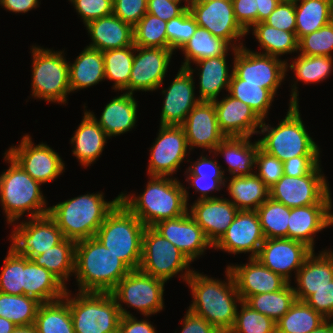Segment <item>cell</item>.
Segmentation results:
<instances>
[{
    "label": "cell",
    "mask_w": 333,
    "mask_h": 333,
    "mask_svg": "<svg viewBox=\"0 0 333 333\" xmlns=\"http://www.w3.org/2000/svg\"><path fill=\"white\" fill-rule=\"evenodd\" d=\"M225 272L226 282L195 270L186 281L193 298L189 310L206 319L220 333H229L233 328L237 304L242 302L230 270L226 268Z\"/></svg>",
    "instance_id": "1"
},
{
    "label": "cell",
    "mask_w": 333,
    "mask_h": 333,
    "mask_svg": "<svg viewBox=\"0 0 333 333\" xmlns=\"http://www.w3.org/2000/svg\"><path fill=\"white\" fill-rule=\"evenodd\" d=\"M143 193L137 197L121 192L120 201L146 226L174 219L188 212L189 193L179 180L150 176ZM127 194V195H126Z\"/></svg>",
    "instance_id": "2"
},
{
    "label": "cell",
    "mask_w": 333,
    "mask_h": 333,
    "mask_svg": "<svg viewBox=\"0 0 333 333\" xmlns=\"http://www.w3.org/2000/svg\"><path fill=\"white\" fill-rule=\"evenodd\" d=\"M131 269L95 237L76 242L75 273L79 292H111Z\"/></svg>",
    "instance_id": "3"
},
{
    "label": "cell",
    "mask_w": 333,
    "mask_h": 333,
    "mask_svg": "<svg viewBox=\"0 0 333 333\" xmlns=\"http://www.w3.org/2000/svg\"><path fill=\"white\" fill-rule=\"evenodd\" d=\"M120 202V194L105 201L103 193L85 194L49 207L48 215L56 222L64 238L75 242L95 237L107 215Z\"/></svg>",
    "instance_id": "4"
},
{
    "label": "cell",
    "mask_w": 333,
    "mask_h": 333,
    "mask_svg": "<svg viewBox=\"0 0 333 333\" xmlns=\"http://www.w3.org/2000/svg\"><path fill=\"white\" fill-rule=\"evenodd\" d=\"M296 84L297 81L291 88L289 109L285 119L275 127L269 126L270 124L266 125L262 120L261 131L258 132V134H265L258 140L260 148L282 162L299 155H320V148L310 137L302 121Z\"/></svg>",
    "instance_id": "5"
},
{
    "label": "cell",
    "mask_w": 333,
    "mask_h": 333,
    "mask_svg": "<svg viewBox=\"0 0 333 333\" xmlns=\"http://www.w3.org/2000/svg\"><path fill=\"white\" fill-rule=\"evenodd\" d=\"M4 155L5 161L10 165L0 175V202L7 223L14 226L12 223L19 221L26 212H29V218L47 215L49 207L46 206L41 184L25 172L6 152Z\"/></svg>",
    "instance_id": "6"
},
{
    "label": "cell",
    "mask_w": 333,
    "mask_h": 333,
    "mask_svg": "<svg viewBox=\"0 0 333 333\" xmlns=\"http://www.w3.org/2000/svg\"><path fill=\"white\" fill-rule=\"evenodd\" d=\"M146 226L120 201L96 232L99 240L131 270L142 257V237Z\"/></svg>",
    "instance_id": "7"
},
{
    "label": "cell",
    "mask_w": 333,
    "mask_h": 333,
    "mask_svg": "<svg viewBox=\"0 0 333 333\" xmlns=\"http://www.w3.org/2000/svg\"><path fill=\"white\" fill-rule=\"evenodd\" d=\"M67 290L68 303L75 333H115L119 330L121 312L109 292H79L74 298Z\"/></svg>",
    "instance_id": "8"
},
{
    "label": "cell",
    "mask_w": 333,
    "mask_h": 333,
    "mask_svg": "<svg viewBox=\"0 0 333 333\" xmlns=\"http://www.w3.org/2000/svg\"><path fill=\"white\" fill-rule=\"evenodd\" d=\"M32 96L47 102L67 103L70 94L69 63L64 51L32 46Z\"/></svg>",
    "instance_id": "9"
},
{
    "label": "cell",
    "mask_w": 333,
    "mask_h": 333,
    "mask_svg": "<svg viewBox=\"0 0 333 333\" xmlns=\"http://www.w3.org/2000/svg\"><path fill=\"white\" fill-rule=\"evenodd\" d=\"M190 263L191 261L182 251L153 227L145 228L139 270L165 282L179 272H184L181 278L187 281L194 271L189 268Z\"/></svg>",
    "instance_id": "10"
},
{
    "label": "cell",
    "mask_w": 333,
    "mask_h": 333,
    "mask_svg": "<svg viewBox=\"0 0 333 333\" xmlns=\"http://www.w3.org/2000/svg\"><path fill=\"white\" fill-rule=\"evenodd\" d=\"M164 285L165 281L137 269L131 270L123 277L110 293L116 300L122 316L132 315L121 304L124 303L128 308L133 307L148 317L162 311Z\"/></svg>",
    "instance_id": "11"
},
{
    "label": "cell",
    "mask_w": 333,
    "mask_h": 333,
    "mask_svg": "<svg viewBox=\"0 0 333 333\" xmlns=\"http://www.w3.org/2000/svg\"><path fill=\"white\" fill-rule=\"evenodd\" d=\"M320 163L307 175H283L269 188V197L289 208L314 204H332L329 184L321 173Z\"/></svg>",
    "instance_id": "12"
},
{
    "label": "cell",
    "mask_w": 333,
    "mask_h": 333,
    "mask_svg": "<svg viewBox=\"0 0 333 333\" xmlns=\"http://www.w3.org/2000/svg\"><path fill=\"white\" fill-rule=\"evenodd\" d=\"M232 52L233 73L244 83L260 84V87L268 89L275 96L285 79L287 60L251 51L245 46L233 49Z\"/></svg>",
    "instance_id": "13"
},
{
    "label": "cell",
    "mask_w": 333,
    "mask_h": 333,
    "mask_svg": "<svg viewBox=\"0 0 333 333\" xmlns=\"http://www.w3.org/2000/svg\"><path fill=\"white\" fill-rule=\"evenodd\" d=\"M189 11L198 27L225 40L232 48L244 46L238 39L243 40L247 32L235 18L232 0L191 1Z\"/></svg>",
    "instance_id": "14"
},
{
    "label": "cell",
    "mask_w": 333,
    "mask_h": 333,
    "mask_svg": "<svg viewBox=\"0 0 333 333\" xmlns=\"http://www.w3.org/2000/svg\"><path fill=\"white\" fill-rule=\"evenodd\" d=\"M6 153L40 184L54 181L65 169L57 152L43 142L35 145L28 134L23 136L18 146H11Z\"/></svg>",
    "instance_id": "15"
},
{
    "label": "cell",
    "mask_w": 333,
    "mask_h": 333,
    "mask_svg": "<svg viewBox=\"0 0 333 333\" xmlns=\"http://www.w3.org/2000/svg\"><path fill=\"white\" fill-rule=\"evenodd\" d=\"M10 247L18 254L32 260L60 243L64 236L56 222L47 214L29 218L14 226Z\"/></svg>",
    "instance_id": "16"
},
{
    "label": "cell",
    "mask_w": 333,
    "mask_h": 333,
    "mask_svg": "<svg viewBox=\"0 0 333 333\" xmlns=\"http://www.w3.org/2000/svg\"><path fill=\"white\" fill-rule=\"evenodd\" d=\"M187 138L182 126L160 125L150 148L149 176H172L187 156Z\"/></svg>",
    "instance_id": "17"
},
{
    "label": "cell",
    "mask_w": 333,
    "mask_h": 333,
    "mask_svg": "<svg viewBox=\"0 0 333 333\" xmlns=\"http://www.w3.org/2000/svg\"><path fill=\"white\" fill-rule=\"evenodd\" d=\"M264 241L257 212L239 210L232 224L212 248L234 255L249 252V258H256Z\"/></svg>",
    "instance_id": "18"
},
{
    "label": "cell",
    "mask_w": 333,
    "mask_h": 333,
    "mask_svg": "<svg viewBox=\"0 0 333 333\" xmlns=\"http://www.w3.org/2000/svg\"><path fill=\"white\" fill-rule=\"evenodd\" d=\"M135 54L129 78V93L159 89L168 71L173 51L135 46Z\"/></svg>",
    "instance_id": "19"
},
{
    "label": "cell",
    "mask_w": 333,
    "mask_h": 333,
    "mask_svg": "<svg viewBox=\"0 0 333 333\" xmlns=\"http://www.w3.org/2000/svg\"><path fill=\"white\" fill-rule=\"evenodd\" d=\"M313 252L305 243L290 238L265 239L257 259L274 273L291 283L292 271L297 275L306 258Z\"/></svg>",
    "instance_id": "20"
},
{
    "label": "cell",
    "mask_w": 333,
    "mask_h": 333,
    "mask_svg": "<svg viewBox=\"0 0 333 333\" xmlns=\"http://www.w3.org/2000/svg\"><path fill=\"white\" fill-rule=\"evenodd\" d=\"M194 69L181 67L168 88L162 91L164 102L160 125L181 126L189 112L201 102L195 96Z\"/></svg>",
    "instance_id": "21"
},
{
    "label": "cell",
    "mask_w": 333,
    "mask_h": 333,
    "mask_svg": "<svg viewBox=\"0 0 333 333\" xmlns=\"http://www.w3.org/2000/svg\"><path fill=\"white\" fill-rule=\"evenodd\" d=\"M153 228L182 251L191 262L203 255L208 247H213L189 212L174 219L160 221Z\"/></svg>",
    "instance_id": "22"
},
{
    "label": "cell",
    "mask_w": 333,
    "mask_h": 333,
    "mask_svg": "<svg viewBox=\"0 0 333 333\" xmlns=\"http://www.w3.org/2000/svg\"><path fill=\"white\" fill-rule=\"evenodd\" d=\"M181 126L190 151L194 147H200L212 153L226 137L219 129L213 102L201 101L189 112Z\"/></svg>",
    "instance_id": "23"
},
{
    "label": "cell",
    "mask_w": 333,
    "mask_h": 333,
    "mask_svg": "<svg viewBox=\"0 0 333 333\" xmlns=\"http://www.w3.org/2000/svg\"><path fill=\"white\" fill-rule=\"evenodd\" d=\"M238 211L229 199L222 197L197 199L188 209L212 246L232 224Z\"/></svg>",
    "instance_id": "24"
},
{
    "label": "cell",
    "mask_w": 333,
    "mask_h": 333,
    "mask_svg": "<svg viewBox=\"0 0 333 333\" xmlns=\"http://www.w3.org/2000/svg\"><path fill=\"white\" fill-rule=\"evenodd\" d=\"M227 268L242 301L252 295L279 291L289 283L281 275L266 268L257 258H249L246 264H232Z\"/></svg>",
    "instance_id": "25"
},
{
    "label": "cell",
    "mask_w": 333,
    "mask_h": 333,
    "mask_svg": "<svg viewBox=\"0 0 333 333\" xmlns=\"http://www.w3.org/2000/svg\"><path fill=\"white\" fill-rule=\"evenodd\" d=\"M216 108L218 126L226 137H252L258 134L262 120L250 106L229 94L212 101Z\"/></svg>",
    "instance_id": "26"
},
{
    "label": "cell",
    "mask_w": 333,
    "mask_h": 333,
    "mask_svg": "<svg viewBox=\"0 0 333 333\" xmlns=\"http://www.w3.org/2000/svg\"><path fill=\"white\" fill-rule=\"evenodd\" d=\"M332 204H314L290 209L288 238L305 243L313 251L314 237L333 225Z\"/></svg>",
    "instance_id": "27"
},
{
    "label": "cell",
    "mask_w": 333,
    "mask_h": 333,
    "mask_svg": "<svg viewBox=\"0 0 333 333\" xmlns=\"http://www.w3.org/2000/svg\"><path fill=\"white\" fill-rule=\"evenodd\" d=\"M295 277L297 287L293 288L296 299L304 302L316 290L329 285L333 280V251L324 250L318 256L313 251Z\"/></svg>",
    "instance_id": "28"
},
{
    "label": "cell",
    "mask_w": 333,
    "mask_h": 333,
    "mask_svg": "<svg viewBox=\"0 0 333 333\" xmlns=\"http://www.w3.org/2000/svg\"><path fill=\"white\" fill-rule=\"evenodd\" d=\"M85 26L92 40L90 48L103 52L134 45L133 26L114 14L92 20Z\"/></svg>",
    "instance_id": "29"
},
{
    "label": "cell",
    "mask_w": 333,
    "mask_h": 333,
    "mask_svg": "<svg viewBox=\"0 0 333 333\" xmlns=\"http://www.w3.org/2000/svg\"><path fill=\"white\" fill-rule=\"evenodd\" d=\"M66 286L44 267L24 256L23 294L42 303L64 298Z\"/></svg>",
    "instance_id": "30"
},
{
    "label": "cell",
    "mask_w": 333,
    "mask_h": 333,
    "mask_svg": "<svg viewBox=\"0 0 333 333\" xmlns=\"http://www.w3.org/2000/svg\"><path fill=\"white\" fill-rule=\"evenodd\" d=\"M137 102L133 94L124 92L107 103L100 119L88 112L111 138L130 131L136 124Z\"/></svg>",
    "instance_id": "31"
},
{
    "label": "cell",
    "mask_w": 333,
    "mask_h": 333,
    "mask_svg": "<svg viewBox=\"0 0 333 333\" xmlns=\"http://www.w3.org/2000/svg\"><path fill=\"white\" fill-rule=\"evenodd\" d=\"M109 138L86 110L83 119L71 138L73 155L82 166H90L102 154Z\"/></svg>",
    "instance_id": "32"
},
{
    "label": "cell",
    "mask_w": 333,
    "mask_h": 333,
    "mask_svg": "<svg viewBox=\"0 0 333 333\" xmlns=\"http://www.w3.org/2000/svg\"><path fill=\"white\" fill-rule=\"evenodd\" d=\"M251 137H225L213 151L221 154L228 163V171L232 176H246L255 173V156L260 144L252 143Z\"/></svg>",
    "instance_id": "33"
},
{
    "label": "cell",
    "mask_w": 333,
    "mask_h": 333,
    "mask_svg": "<svg viewBox=\"0 0 333 333\" xmlns=\"http://www.w3.org/2000/svg\"><path fill=\"white\" fill-rule=\"evenodd\" d=\"M227 55L201 59L194 62L199 66V99L212 102L218 99L221 90L228 91L233 71L229 74Z\"/></svg>",
    "instance_id": "34"
},
{
    "label": "cell",
    "mask_w": 333,
    "mask_h": 333,
    "mask_svg": "<svg viewBox=\"0 0 333 333\" xmlns=\"http://www.w3.org/2000/svg\"><path fill=\"white\" fill-rule=\"evenodd\" d=\"M105 80L104 58L98 49L88 45L77 56L74 63L69 62V85L71 92L98 84Z\"/></svg>",
    "instance_id": "35"
},
{
    "label": "cell",
    "mask_w": 333,
    "mask_h": 333,
    "mask_svg": "<svg viewBox=\"0 0 333 333\" xmlns=\"http://www.w3.org/2000/svg\"><path fill=\"white\" fill-rule=\"evenodd\" d=\"M227 180L230 200L238 210L256 211L269 198V188L255 174L232 176Z\"/></svg>",
    "instance_id": "36"
},
{
    "label": "cell",
    "mask_w": 333,
    "mask_h": 333,
    "mask_svg": "<svg viewBox=\"0 0 333 333\" xmlns=\"http://www.w3.org/2000/svg\"><path fill=\"white\" fill-rule=\"evenodd\" d=\"M295 15L296 38L299 40L333 20V0H297Z\"/></svg>",
    "instance_id": "37"
},
{
    "label": "cell",
    "mask_w": 333,
    "mask_h": 333,
    "mask_svg": "<svg viewBox=\"0 0 333 333\" xmlns=\"http://www.w3.org/2000/svg\"><path fill=\"white\" fill-rule=\"evenodd\" d=\"M75 246V241L64 238L60 243L35 256L32 260L52 273L66 286L65 281H68L69 276L75 273Z\"/></svg>",
    "instance_id": "38"
},
{
    "label": "cell",
    "mask_w": 333,
    "mask_h": 333,
    "mask_svg": "<svg viewBox=\"0 0 333 333\" xmlns=\"http://www.w3.org/2000/svg\"><path fill=\"white\" fill-rule=\"evenodd\" d=\"M231 49L236 48H231L225 40L213 36L208 30L197 27L190 40L180 49L185 56L181 67H192V61L196 62L205 58L228 55L227 53Z\"/></svg>",
    "instance_id": "39"
},
{
    "label": "cell",
    "mask_w": 333,
    "mask_h": 333,
    "mask_svg": "<svg viewBox=\"0 0 333 333\" xmlns=\"http://www.w3.org/2000/svg\"><path fill=\"white\" fill-rule=\"evenodd\" d=\"M135 45L110 49L102 52L104 58L105 79L113 81L115 91L129 93V78L131 74Z\"/></svg>",
    "instance_id": "40"
},
{
    "label": "cell",
    "mask_w": 333,
    "mask_h": 333,
    "mask_svg": "<svg viewBox=\"0 0 333 333\" xmlns=\"http://www.w3.org/2000/svg\"><path fill=\"white\" fill-rule=\"evenodd\" d=\"M34 325L38 333H75L69 305L63 298L40 304Z\"/></svg>",
    "instance_id": "41"
},
{
    "label": "cell",
    "mask_w": 333,
    "mask_h": 333,
    "mask_svg": "<svg viewBox=\"0 0 333 333\" xmlns=\"http://www.w3.org/2000/svg\"><path fill=\"white\" fill-rule=\"evenodd\" d=\"M252 33L263 48L260 54L281 57V55L298 52V40L292 32L278 30L265 22L255 24Z\"/></svg>",
    "instance_id": "42"
},
{
    "label": "cell",
    "mask_w": 333,
    "mask_h": 333,
    "mask_svg": "<svg viewBox=\"0 0 333 333\" xmlns=\"http://www.w3.org/2000/svg\"><path fill=\"white\" fill-rule=\"evenodd\" d=\"M326 320L305 302L296 300L276 322V333H310Z\"/></svg>",
    "instance_id": "43"
},
{
    "label": "cell",
    "mask_w": 333,
    "mask_h": 333,
    "mask_svg": "<svg viewBox=\"0 0 333 333\" xmlns=\"http://www.w3.org/2000/svg\"><path fill=\"white\" fill-rule=\"evenodd\" d=\"M296 300L294 288L288 283L279 291L252 295L244 302L276 323L288 312Z\"/></svg>",
    "instance_id": "44"
},
{
    "label": "cell",
    "mask_w": 333,
    "mask_h": 333,
    "mask_svg": "<svg viewBox=\"0 0 333 333\" xmlns=\"http://www.w3.org/2000/svg\"><path fill=\"white\" fill-rule=\"evenodd\" d=\"M228 92L233 98L250 106L261 120H265L275 97L268 89L260 87V84L244 83V80L239 79L234 73Z\"/></svg>",
    "instance_id": "45"
},
{
    "label": "cell",
    "mask_w": 333,
    "mask_h": 333,
    "mask_svg": "<svg viewBox=\"0 0 333 333\" xmlns=\"http://www.w3.org/2000/svg\"><path fill=\"white\" fill-rule=\"evenodd\" d=\"M289 207L270 197L256 210L265 239L288 238Z\"/></svg>",
    "instance_id": "46"
},
{
    "label": "cell",
    "mask_w": 333,
    "mask_h": 333,
    "mask_svg": "<svg viewBox=\"0 0 333 333\" xmlns=\"http://www.w3.org/2000/svg\"><path fill=\"white\" fill-rule=\"evenodd\" d=\"M41 303L35 298L22 295H10L0 292V316L17 326L32 325Z\"/></svg>",
    "instance_id": "47"
},
{
    "label": "cell",
    "mask_w": 333,
    "mask_h": 333,
    "mask_svg": "<svg viewBox=\"0 0 333 333\" xmlns=\"http://www.w3.org/2000/svg\"><path fill=\"white\" fill-rule=\"evenodd\" d=\"M292 64L286 63L288 67L295 71L297 81L305 84L322 82L329 77L333 70V58L331 56H307L299 54L291 61Z\"/></svg>",
    "instance_id": "48"
},
{
    "label": "cell",
    "mask_w": 333,
    "mask_h": 333,
    "mask_svg": "<svg viewBox=\"0 0 333 333\" xmlns=\"http://www.w3.org/2000/svg\"><path fill=\"white\" fill-rule=\"evenodd\" d=\"M167 22L146 13L133 27L134 45L138 47L167 49Z\"/></svg>",
    "instance_id": "49"
},
{
    "label": "cell",
    "mask_w": 333,
    "mask_h": 333,
    "mask_svg": "<svg viewBox=\"0 0 333 333\" xmlns=\"http://www.w3.org/2000/svg\"><path fill=\"white\" fill-rule=\"evenodd\" d=\"M23 286L24 256L18 255L10 247L0 273V292L10 295H22Z\"/></svg>",
    "instance_id": "50"
},
{
    "label": "cell",
    "mask_w": 333,
    "mask_h": 333,
    "mask_svg": "<svg viewBox=\"0 0 333 333\" xmlns=\"http://www.w3.org/2000/svg\"><path fill=\"white\" fill-rule=\"evenodd\" d=\"M237 308L236 320L229 333H276V323L262 313L253 310L244 301Z\"/></svg>",
    "instance_id": "51"
},
{
    "label": "cell",
    "mask_w": 333,
    "mask_h": 333,
    "mask_svg": "<svg viewBox=\"0 0 333 333\" xmlns=\"http://www.w3.org/2000/svg\"><path fill=\"white\" fill-rule=\"evenodd\" d=\"M298 51L307 56H331L333 52V20L317 31L298 40Z\"/></svg>",
    "instance_id": "52"
},
{
    "label": "cell",
    "mask_w": 333,
    "mask_h": 333,
    "mask_svg": "<svg viewBox=\"0 0 333 333\" xmlns=\"http://www.w3.org/2000/svg\"><path fill=\"white\" fill-rule=\"evenodd\" d=\"M198 25L194 17L186 9L180 16L167 22V49L173 52L181 49L193 36Z\"/></svg>",
    "instance_id": "53"
},
{
    "label": "cell",
    "mask_w": 333,
    "mask_h": 333,
    "mask_svg": "<svg viewBox=\"0 0 333 333\" xmlns=\"http://www.w3.org/2000/svg\"><path fill=\"white\" fill-rule=\"evenodd\" d=\"M255 166L258 172L255 174L270 188L284 175L283 162L277 157L271 156L260 147L255 156Z\"/></svg>",
    "instance_id": "54"
},
{
    "label": "cell",
    "mask_w": 333,
    "mask_h": 333,
    "mask_svg": "<svg viewBox=\"0 0 333 333\" xmlns=\"http://www.w3.org/2000/svg\"><path fill=\"white\" fill-rule=\"evenodd\" d=\"M83 19L84 25L92 20L113 14V0H69Z\"/></svg>",
    "instance_id": "55"
},
{
    "label": "cell",
    "mask_w": 333,
    "mask_h": 333,
    "mask_svg": "<svg viewBox=\"0 0 333 333\" xmlns=\"http://www.w3.org/2000/svg\"><path fill=\"white\" fill-rule=\"evenodd\" d=\"M147 13V0H113V14L133 27Z\"/></svg>",
    "instance_id": "56"
},
{
    "label": "cell",
    "mask_w": 333,
    "mask_h": 333,
    "mask_svg": "<svg viewBox=\"0 0 333 333\" xmlns=\"http://www.w3.org/2000/svg\"><path fill=\"white\" fill-rule=\"evenodd\" d=\"M264 22L273 28L296 35L295 3H279Z\"/></svg>",
    "instance_id": "57"
},
{
    "label": "cell",
    "mask_w": 333,
    "mask_h": 333,
    "mask_svg": "<svg viewBox=\"0 0 333 333\" xmlns=\"http://www.w3.org/2000/svg\"><path fill=\"white\" fill-rule=\"evenodd\" d=\"M304 302L327 320H332L333 280L329 282V285L316 290V292L311 294Z\"/></svg>",
    "instance_id": "58"
},
{
    "label": "cell",
    "mask_w": 333,
    "mask_h": 333,
    "mask_svg": "<svg viewBox=\"0 0 333 333\" xmlns=\"http://www.w3.org/2000/svg\"><path fill=\"white\" fill-rule=\"evenodd\" d=\"M320 155H299L283 162L284 175L304 176L309 174L320 162Z\"/></svg>",
    "instance_id": "59"
},
{
    "label": "cell",
    "mask_w": 333,
    "mask_h": 333,
    "mask_svg": "<svg viewBox=\"0 0 333 333\" xmlns=\"http://www.w3.org/2000/svg\"><path fill=\"white\" fill-rule=\"evenodd\" d=\"M234 15L240 26L249 33V29L257 24L256 0H232Z\"/></svg>",
    "instance_id": "60"
},
{
    "label": "cell",
    "mask_w": 333,
    "mask_h": 333,
    "mask_svg": "<svg viewBox=\"0 0 333 333\" xmlns=\"http://www.w3.org/2000/svg\"><path fill=\"white\" fill-rule=\"evenodd\" d=\"M191 166L186 170L185 175L187 176H202L206 178L213 179H228L224 177L225 171L222 170L220 164L217 163V160H212L205 156H200V159H197Z\"/></svg>",
    "instance_id": "61"
},
{
    "label": "cell",
    "mask_w": 333,
    "mask_h": 333,
    "mask_svg": "<svg viewBox=\"0 0 333 333\" xmlns=\"http://www.w3.org/2000/svg\"><path fill=\"white\" fill-rule=\"evenodd\" d=\"M168 0H147V13L157 16L161 20H169L180 16L190 5L179 6Z\"/></svg>",
    "instance_id": "62"
},
{
    "label": "cell",
    "mask_w": 333,
    "mask_h": 333,
    "mask_svg": "<svg viewBox=\"0 0 333 333\" xmlns=\"http://www.w3.org/2000/svg\"><path fill=\"white\" fill-rule=\"evenodd\" d=\"M185 181H187L189 184L191 183L190 187H194L196 192L201 193L200 197L198 198L199 200L218 198L217 196H209L208 194L215 190L220 191L222 186L225 187V182L227 183L226 179H213L202 176H186Z\"/></svg>",
    "instance_id": "63"
},
{
    "label": "cell",
    "mask_w": 333,
    "mask_h": 333,
    "mask_svg": "<svg viewBox=\"0 0 333 333\" xmlns=\"http://www.w3.org/2000/svg\"><path fill=\"white\" fill-rule=\"evenodd\" d=\"M183 327L180 333H220L206 319L196 315L189 309L183 319Z\"/></svg>",
    "instance_id": "64"
},
{
    "label": "cell",
    "mask_w": 333,
    "mask_h": 333,
    "mask_svg": "<svg viewBox=\"0 0 333 333\" xmlns=\"http://www.w3.org/2000/svg\"><path fill=\"white\" fill-rule=\"evenodd\" d=\"M119 330L121 333H156L148 319L137 320L133 315L121 317Z\"/></svg>",
    "instance_id": "65"
},
{
    "label": "cell",
    "mask_w": 333,
    "mask_h": 333,
    "mask_svg": "<svg viewBox=\"0 0 333 333\" xmlns=\"http://www.w3.org/2000/svg\"><path fill=\"white\" fill-rule=\"evenodd\" d=\"M13 13H26L39 6L38 0H0V6Z\"/></svg>",
    "instance_id": "66"
},
{
    "label": "cell",
    "mask_w": 333,
    "mask_h": 333,
    "mask_svg": "<svg viewBox=\"0 0 333 333\" xmlns=\"http://www.w3.org/2000/svg\"><path fill=\"white\" fill-rule=\"evenodd\" d=\"M257 3V23L267 20L279 2L277 0H256Z\"/></svg>",
    "instance_id": "67"
},
{
    "label": "cell",
    "mask_w": 333,
    "mask_h": 333,
    "mask_svg": "<svg viewBox=\"0 0 333 333\" xmlns=\"http://www.w3.org/2000/svg\"><path fill=\"white\" fill-rule=\"evenodd\" d=\"M17 325L0 316V333H11Z\"/></svg>",
    "instance_id": "68"
},
{
    "label": "cell",
    "mask_w": 333,
    "mask_h": 333,
    "mask_svg": "<svg viewBox=\"0 0 333 333\" xmlns=\"http://www.w3.org/2000/svg\"><path fill=\"white\" fill-rule=\"evenodd\" d=\"M310 333H333V319L326 320L318 328L314 329Z\"/></svg>",
    "instance_id": "69"
},
{
    "label": "cell",
    "mask_w": 333,
    "mask_h": 333,
    "mask_svg": "<svg viewBox=\"0 0 333 333\" xmlns=\"http://www.w3.org/2000/svg\"><path fill=\"white\" fill-rule=\"evenodd\" d=\"M11 333H38L34 324L27 326H16Z\"/></svg>",
    "instance_id": "70"
},
{
    "label": "cell",
    "mask_w": 333,
    "mask_h": 333,
    "mask_svg": "<svg viewBox=\"0 0 333 333\" xmlns=\"http://www.w3.org/2000/svg\"><path fill=\"white\" fill-rule=\"evenodd\" d=\"M168 1H170L172 3H177V4H180L182 2V0H168ZM184 1L186 2L187 5H190V3H191V0H183V2Z\"/></svg>",
    "instance_id": "71"
},
{
    "label": "cell",
    "mask_w": 333,
    "mask_h": 333,
    "mask_svg": "<svg viewBox=\"0 0 333 333\" xmlns=\"http://www.w3.org/2000/svg\"><path fill=\"white\" fill-rule=\"evenodd\" d=\"M279 3H295L297 0H277Z\"/></svg>",
    "instance_id": "72"
},
{
    "label": "cell",
    "mask_w": 333,
    "mask_h": 333,
    "mask_svg": "<svg viewBox=\"0 0 333 333\" xmlns=\"http://www.w3.org/2000/svg\"><path fill=\"white\" fill-rule=\"evenodd\" d=\"M191 1H209V0H191Z\"/></svg>",
    "instance_id": "73"
}]
</instances>
